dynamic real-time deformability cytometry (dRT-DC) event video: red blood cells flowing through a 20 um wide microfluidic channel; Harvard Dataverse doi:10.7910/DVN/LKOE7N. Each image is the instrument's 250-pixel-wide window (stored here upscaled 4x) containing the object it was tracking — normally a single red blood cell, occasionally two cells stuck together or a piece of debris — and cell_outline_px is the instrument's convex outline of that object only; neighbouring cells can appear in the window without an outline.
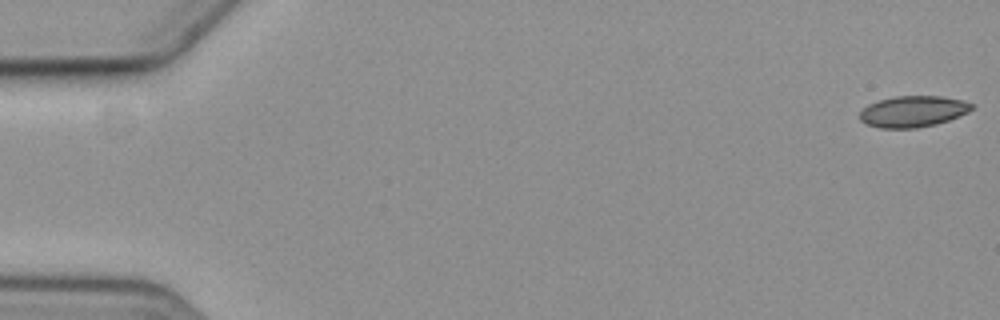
{"species": "common noctule bat (a hibernating species)", "species_latin": "Nyctalus noctula", "temperature_condition": "cold", "stored_images_in_passage": 4, "camera_frame_rate_fps": 3000, "um_per_image_px": 0.085, "animal": {"sex": "female", "body_mass_g": 19.3, "forearm_length_mm": 54.1}, "frame": {"image": 1, "passage_image": 1, "time_ms": 0.0, "image_size_px": [1000, 320], "cell_outline_px": [[972, 108], [968, 112], [948, 120], [936, 124], [916, 128], [880, 128], [868, 124], [860, 120], [860, 112], [868, 104], [880, 100], [896, 96], [940, 96], [964, 100], [972, 104]], "centroid_in_image_um": [77.6, 9.47], "position_along_channel_um": 7.4, "area_um2": 20.17}}